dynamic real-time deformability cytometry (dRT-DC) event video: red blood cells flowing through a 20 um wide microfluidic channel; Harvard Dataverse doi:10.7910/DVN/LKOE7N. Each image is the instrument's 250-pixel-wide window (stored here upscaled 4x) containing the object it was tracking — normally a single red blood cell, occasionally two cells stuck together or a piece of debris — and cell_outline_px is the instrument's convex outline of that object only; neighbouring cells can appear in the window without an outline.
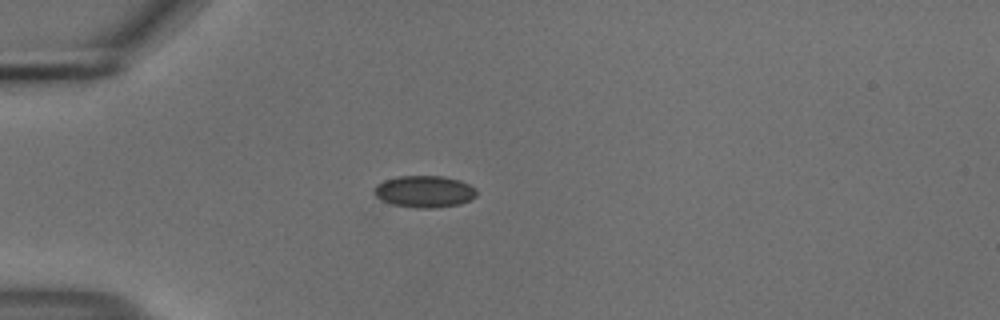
{"species": "common noctule bat (a hibernating species)", "species_latin": "Nyctalus noctula", "temperature_condition": "cold", "stored_images_in_passage": 9, "camera_frame_rate_fps": 3000, "um_per_image_px": 0.085, "animal": {"sex": "male", "body_mass_g": 18.8}, "frame": {"image": 1, "passage_image": 1, "time_ms": 0.0, "image_size_px": [1000, 320], "cell_outline_px": [[476, 196], [460, 204], [436, 208], [416, 208], [392, 204], [380, 200], [372, 192], [376, 184], [384, 180], [400, 176], [440, 176], [460, 180], [476, 188]], "centroid_in_image_um": [36.04, 16.28], "position_along_channel_um": 49.0, "area_um2": 19.07}}
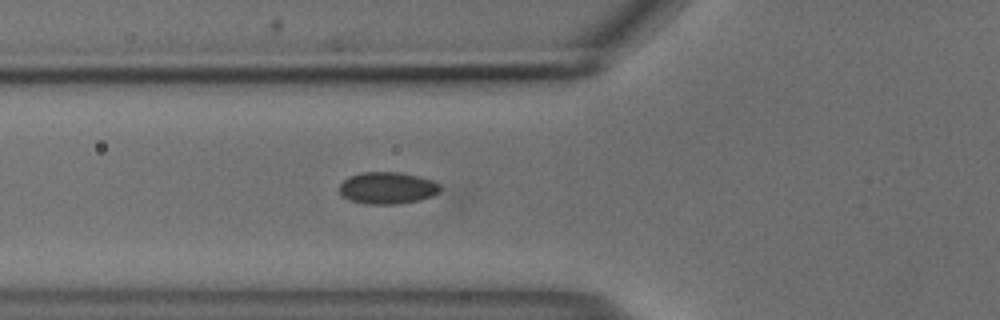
{"frame": {"image": 2, "passage_image": 6, "time_ms": 1.667, "image_size_px": [1000, 320], "cell_outline_px": [[468, 188], [460, 204], [368, 204], [352, 200], [340, 196], [340, 184], [348, 176], [360, 172], [400, 172]], "centroid_in_image_um": [33.94, 16.1], "position_along_channel_um": 91.9, "area_um2": 23.81}}